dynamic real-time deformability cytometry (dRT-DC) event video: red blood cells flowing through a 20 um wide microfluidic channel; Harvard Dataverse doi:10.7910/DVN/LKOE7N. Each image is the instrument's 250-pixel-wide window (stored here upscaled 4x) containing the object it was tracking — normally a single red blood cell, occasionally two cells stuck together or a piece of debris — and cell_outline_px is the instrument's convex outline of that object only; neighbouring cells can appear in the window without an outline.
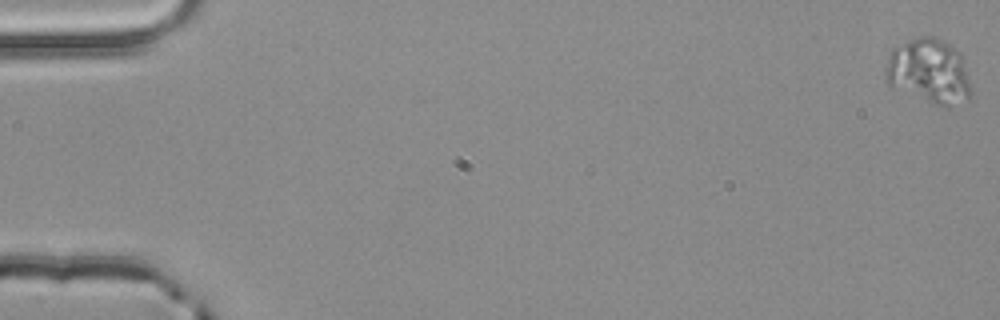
{"species": "common noctule bat (a hibernating species)", "species_latin": "Nyctalus noctula", "temperature_condition": "room temperature", "stored_images_in_passage": 4, "camera_frame_rate_fps": 3000, "um_per_image_px": 0.085, "animal": {"sex": "male", "body_mass_g": 20.4}, "frame": {"image": 1, "passage_image": 1, "time_ms": 0.0, "image_size_px": [1000, 320], "cell_outline_px": [[972, 96], [948, 108], [936, 104], [888, 84], [884, 76], [884, 72], [888, 52], [892, 48], [908, 40], [920, 36], [936, 36], [960, 52], [972, 92]], "centroid_in_image_um": [78.94, 6.03], "position_along_channel_um": 6.1, "area_um2": 32.14}}
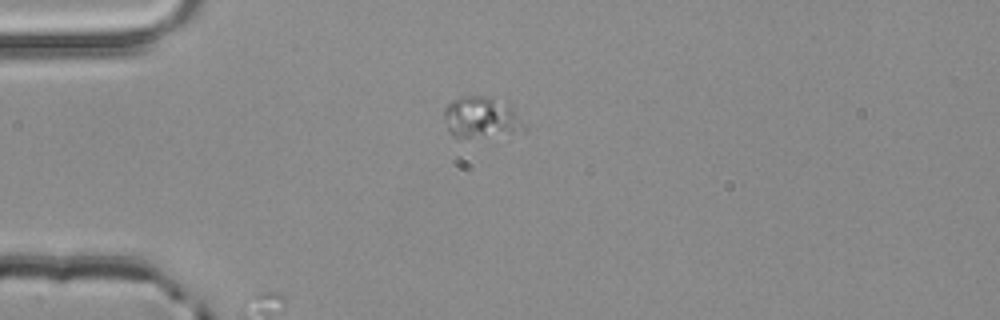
{"frame": {"image": 2, "passage_image": 4, "time_ms": 1.0, "image_size_px": [1000, 320], "cell_outline_px": [[524, 132], [496, 144], [456, 140], [448, 132], [444, 116], [444, 108], [452, 100], [460, 96], [492, 96], [508, 104], [524, 124]], "centroid_in_image_um": [40.95, 10.19], "position_along_channel_um": 44.1, "area_um2": 21.79}}